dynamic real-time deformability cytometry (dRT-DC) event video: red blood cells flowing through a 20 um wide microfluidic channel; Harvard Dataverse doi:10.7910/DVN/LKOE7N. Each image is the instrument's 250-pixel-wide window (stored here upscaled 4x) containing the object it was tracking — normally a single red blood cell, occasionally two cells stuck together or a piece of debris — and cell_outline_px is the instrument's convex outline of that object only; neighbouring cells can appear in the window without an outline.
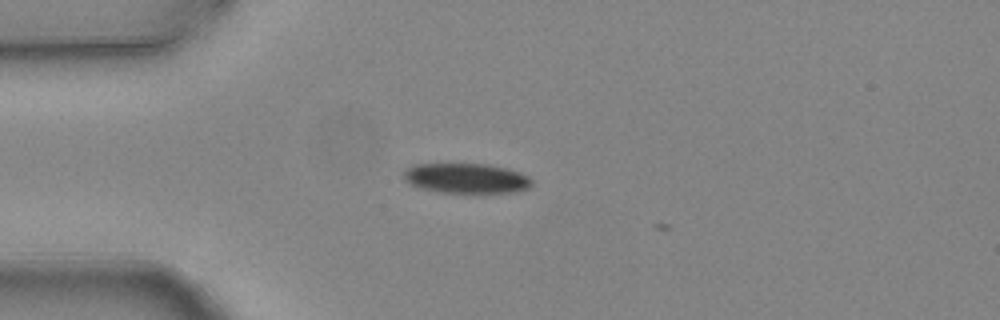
{"species": "common noctule bat (a hibernating species)", "species_latin": "Nyctalus noctula", "temperature_condition": "warm", "stored_images_in_passage": 4, "camera_frame_rate_fps": 3000, "um_per_image_px": 0.085, "animal": {"sex": "female", "body_mass_g": 24.6, "forearm_length_mm": 56.2}, "frame": {"image": 1, "passage_image": 2, "time_ms": 0.333, "image_size_px": [1000, 320], "cell_outline_px": [[532, 184], [528, 188], [516, 192], [440, 192], [420, 188], [408, 184], [404, 180], [404, 168], [416, 164], [488, 164], [508, 168], [520, 172], [528, 176], [532, 180]], "centroid_in_image_um": [39.62, 15.14], "position_along_channel_um": 45.4, "area_um2": 22.48}}
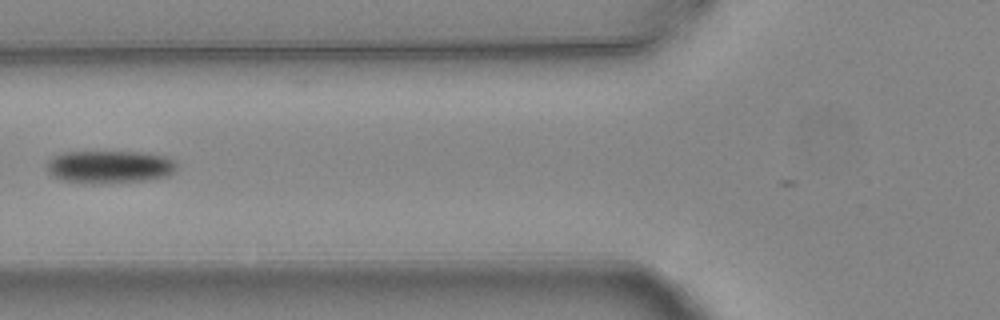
{"frame": {"image": 2, "passage_image": 4, "time_ms": 1.0, "image_size_px": [1000, 320], "cell_outline_px": [[176, 168], [172, 172], [164, 176], [144, 180], [92, 184], [64, 180], [52, 176], [48, 172], [44, 164], [52, 156], [64, 152], [148, 152], [168, 156], [176, 160]], "centroid_in_image_um": [9.28, 14.16], "position_along_channel_um": 116.5, "area_um2": 24.97}}